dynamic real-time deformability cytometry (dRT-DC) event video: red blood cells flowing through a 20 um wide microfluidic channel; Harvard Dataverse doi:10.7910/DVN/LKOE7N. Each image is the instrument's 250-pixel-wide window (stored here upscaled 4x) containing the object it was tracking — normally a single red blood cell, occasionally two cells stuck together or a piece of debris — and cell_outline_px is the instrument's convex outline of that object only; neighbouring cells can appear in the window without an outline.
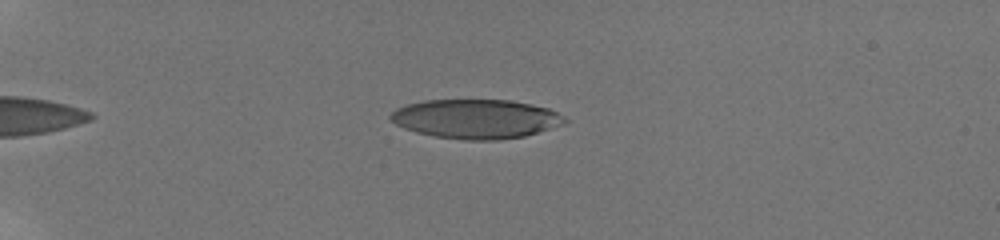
{"species": "human", "species_latin": "Homo sapiens", "temperature_condition": "room temperature", "stored_images_in_passage": 34, "camera_frame_rate_fps": 3000, "um_per_image_px": 0.085, "donor": {"sex": "male"}, "frame": {"image": 1, "passage_image": 23, "time_ms": 3.333, "image_size_px": [1000, 240], "cell_outline_px": [[568, 120], [560, 124], [524, 136], [496, 140], [464, 140], [436, 136], [416, 132], [404, 128], [396, 124], [388, 116], [396, 108], [408, 104], [424, 100], [512, 100], [548, 108], [564, 116]], "centroid_in_image_um": [40.42, 10.1], "position_along_channel_um": 44.6, "area_um2": 39.48}}